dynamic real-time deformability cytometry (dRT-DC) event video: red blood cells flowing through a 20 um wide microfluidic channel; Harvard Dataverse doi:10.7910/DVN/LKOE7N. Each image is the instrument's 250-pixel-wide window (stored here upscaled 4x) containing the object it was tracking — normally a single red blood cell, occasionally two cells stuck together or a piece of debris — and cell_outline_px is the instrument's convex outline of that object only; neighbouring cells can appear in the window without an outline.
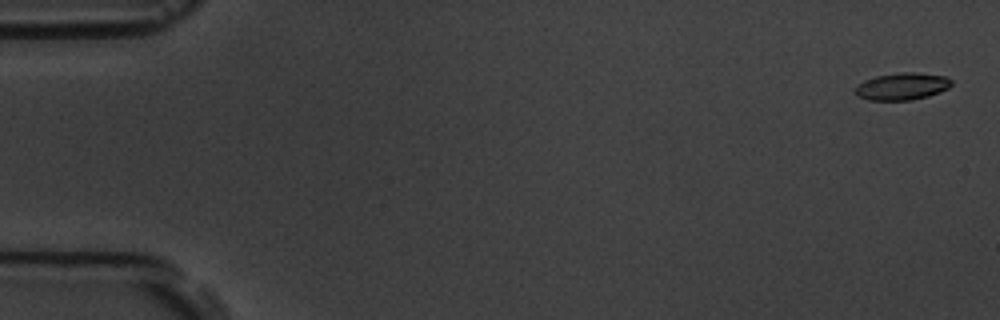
{"species": "common noctule bat (a hibernating species)", "species_latin": "Nyctalus noctula", "temperature_condition": "room temperature", "stored_images_in_passage": 8, "camera_frame_rate_fps": 3000, "um_per_image_px": 0.085, "animal": {"sex": "male", "body_mass_g": 19.5, "forearm_length_mm": 54.6}, "frame": {"image": 1, "passage_image": 1, "time_ms": 0.0, "image_size_px": [1000, 320], "cell_outline_px": [[952, 84], [948, 88], [940, 92], [928, 96], [912, 100], [868, 100], [856, 96], [856, 84], [864, 80], [876, 76], [900, 72], [916, 72], [944, 76], [952, 80]], "centroid_in_image_um": [76.66, 7.34], "position_along_channel_um": 8.3, "area_um2": 15.32}}
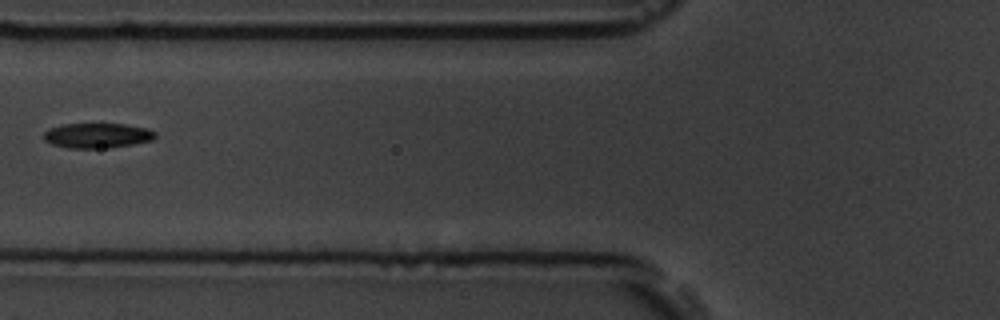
{"frame": {"image": 2, "passage_image": 7, "time_ms": 7.0, "image_size_px": [1000, 320], "cell_outline_px": [[156, 136], [152, 140], [132, 144], [108, 148], [68, 148], [52, 144], [44, 140], [44, 132], [48, 128], [64, 124], [124, 124], [148, 128], [156, 132]], "centroid_in_image_um": [8.26, 11.52], "position_along_channel_um": 117.5, "area_um2": 16.24}}
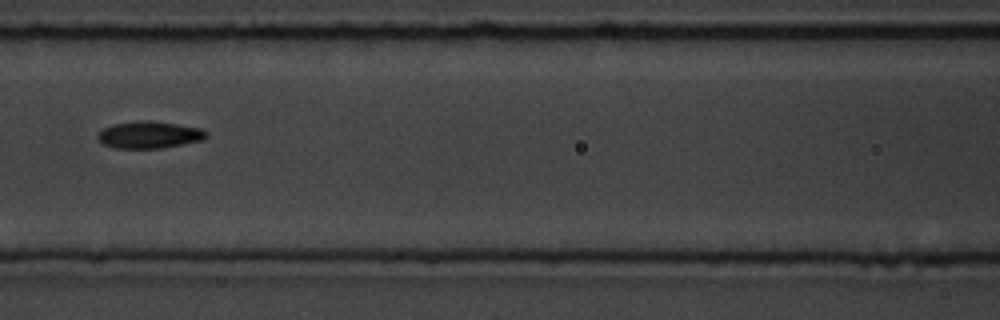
{"frame": {"image": 3, "passage_image": 8, "time_ms": 8.0, "image_size_px": [1000, 320], "cell_outline_px": [[208, 136], [204, 140], [160, 148], [116, 148], [104, 144], [96, 136], [104, 128], [112, 124], [140, 120], [148, 120], [176, 124], [200, 128], [208, 132]], "centroid_in_image_um": [12.71, 11.45], "position_along_channel_um": 153.9, "area_um2": 16.99}}